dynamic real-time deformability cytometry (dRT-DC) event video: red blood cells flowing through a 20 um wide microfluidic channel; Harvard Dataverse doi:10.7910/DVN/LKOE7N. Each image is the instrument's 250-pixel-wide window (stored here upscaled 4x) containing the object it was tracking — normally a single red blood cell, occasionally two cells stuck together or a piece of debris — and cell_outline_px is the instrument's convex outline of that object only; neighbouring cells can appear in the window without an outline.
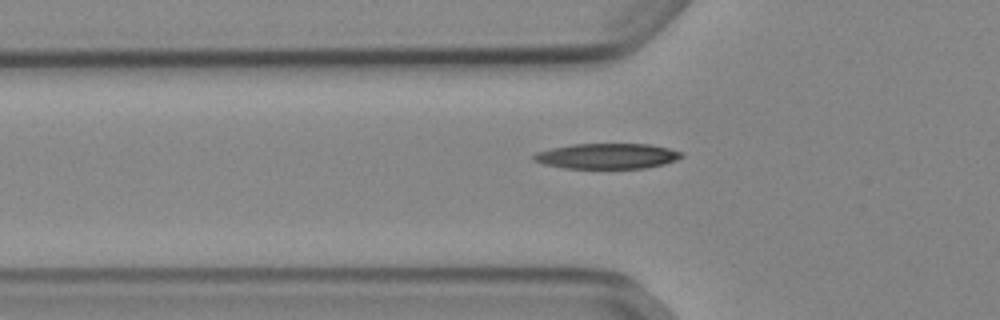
{"species": "Egyptian fruit bat (a non-hibernating species)", "species_latin": "Rousettus aegyptiacus", "temperature_condition": "cold", "stored_images_in_passage": 40, "camera_frame_rate_fps": 3000, "um_per_image_px": 0.085, "animal": {"sex": "female"}, "frame": {"image": 1, "passage_image": 7, "time_ms": 2.0, "image_size_px": [1000, 320], "cell_outline_px": [[684, 156], [676, 160], [664, 164], [644, 168], [564, 168], [544, 164], [532, 160], [532, 156], [536, 152], [552, 148], [572, 144], [652, 144], [684, 152]], "centroid_in_image_um": [51.62, 13.26], "position_along_channel_um": 74.2, "area_um2": 21.96}}
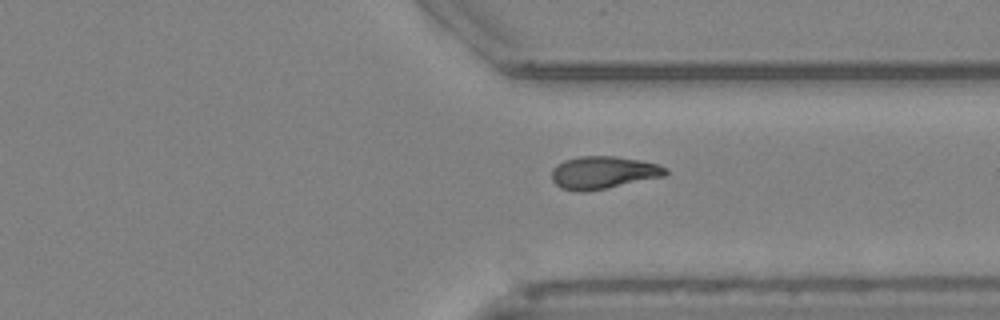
{"frame": {"image": 2, "passage_image": 29, "time_ms": 9.333, "image_size_px": [1000, 320], "cell_outline_px": [[668, 172], [664, 176], [608, 188], [584, 192], [576, 192], [560, 188], [552, 180], [552, 168], [556, 164], [564, 160], [580, 156], [616, 156], [640, 160], [656, 164], [668, 168]], "centroid_in_image_um": [51.25, 14.67], "position_along_channel_um": 360.2, "area_um2": 21.79}}
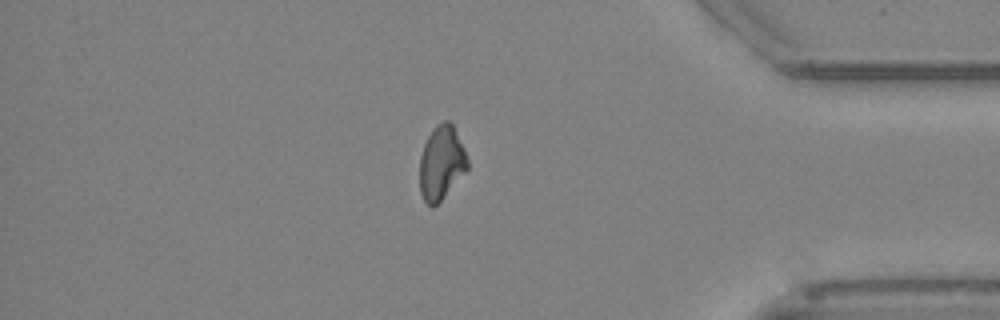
{"frame": {"image": 3, "passage_image": 34, "time_ms": 11.0, "image_size_px": [1000, 320], "cell_outline_px": [[468, 168], [440, 200], [432, 208], [424, 200], [420, 192], [420, 156], [424, 144], [432, 128], [436, 124], [444, 120], [448, 120], [452, 124], [464, 148], [468, 160]], "centroid_in_image_um": [37.5, 13.8], "position_along_channel_um": 397.7, "area_um2": 20.35}, "authors_computed_cell_mechanics": {"area_um2": 21.4438, "velocity_mm_per_s": 3.9086, "shape_relaxation_time_tau1_ms": 6.0672, "shape_relaxation_time_tau2_ms": null, "deformation_change_tau1": 0.1748, "deformation_change_tau2": null}}